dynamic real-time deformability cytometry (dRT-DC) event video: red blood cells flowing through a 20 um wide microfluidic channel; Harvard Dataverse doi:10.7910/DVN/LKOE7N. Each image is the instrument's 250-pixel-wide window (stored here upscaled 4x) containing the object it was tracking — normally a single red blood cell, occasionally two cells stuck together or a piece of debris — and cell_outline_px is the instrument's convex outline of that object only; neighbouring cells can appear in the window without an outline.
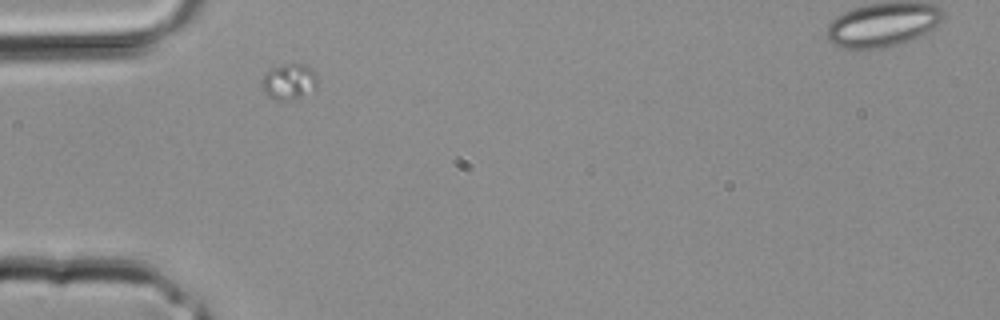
{"species": "common noctule bat (a hibernating species)", "species_latin": "Nyctalus noctula", "temperature_condition": "room temperature", "stored_images_in_passage": 4, "camera_frame_rate_fps": 3000, "um_per_image_px": 0.085, "animal": {"sex": "male", "body_mass_g": 20.4}, "frame": {"image": 1, "passage_image": 1, "time_ms": 0.0, "image_size_px": [1000, 320], "cell_outline_px": [[320, 80], [316, 92], [304, 96], [288, 100], [276, 100], [268, 96], [260, 88], [260, 84], [264, 76], [272, 68], [284, 64], [308, 64], [316, 72]], "centroid_in_image_um": [24.66, 6.95], "position_along_channel_um": 60.3, "area_um2": 12.2}}